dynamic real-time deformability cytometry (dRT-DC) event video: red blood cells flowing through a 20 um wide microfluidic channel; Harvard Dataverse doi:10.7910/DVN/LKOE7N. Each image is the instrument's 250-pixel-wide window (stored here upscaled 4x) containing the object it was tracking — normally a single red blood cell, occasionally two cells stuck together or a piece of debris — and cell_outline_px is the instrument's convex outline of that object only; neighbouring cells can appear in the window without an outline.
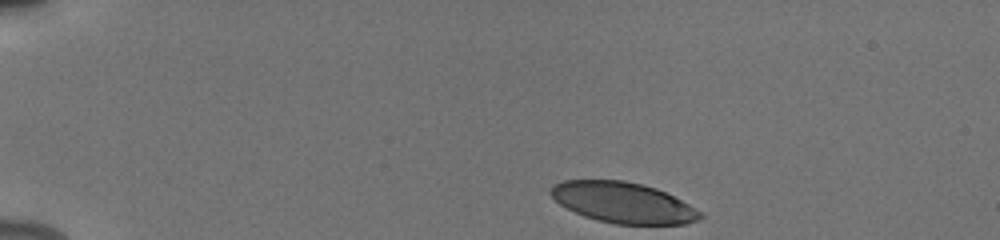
{"species": "human", "species_latin": "Homo sapiens", "temperature_condition": "cold", "stored_images_in_passage": 44, "camera_frame_rate_fps": 3000, "um_per_image_px": 0.085, "donor": {"sex": "male"}, "frame": {"image": 1, "passage_image": 1, "time_ms": 0.0, "image_size_px": [1000, 240], "cell_outline_px": [[704, 216], [696, 220], [684, 224], [616, 224], [596, 220], [584, 216], [560, 204], [548, 192], [552, 184], [564, 180], [624, 180], [644, 184], [656, 188], [688, 204], [700, 212]], "centroid_in_image_um": [52.92, 17.21], "position_along_channel_um": 32.1, "area_um2": 35.26}}
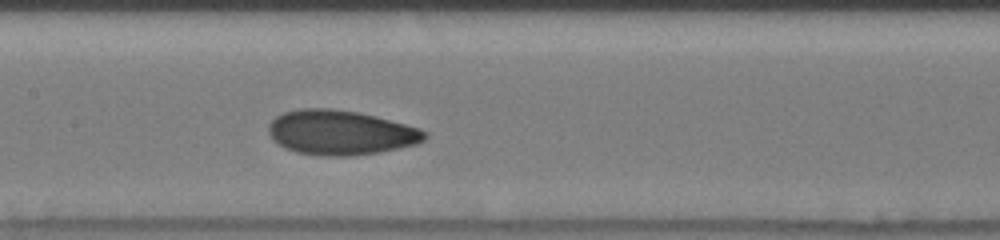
{"frame": {"image": 2, "passage_image": 19, "time_ms": 6.0, "image_size_px": [1000, 240], "cell_outline_px": [[428, 136], [424, 140], [416, 144], [380, 152], [352, 156], [320, 156], [296, 152], [284, 148], [276, 144], [272, 140], [268, 132], [268, 124], [276, 116], [284, 112], [300, 108], [332, 108], [360, 112], [376, 116], [420, 128], [428, 132]], "centroid_in_image_um": [28.93, 11.27], "position_along_channel_um": 178.5, "area_um2": 41.15}}
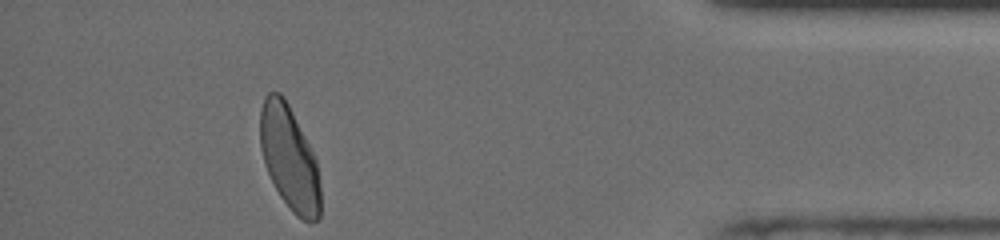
{"frame": {"image": 3, "passage_image": 40, "time_ms": 13.0, "image_size_px": [1000, 240], "cell_outline_px": [[320, 216], [312, 224], [296, 216], [292, 212], [280, 196], [264, 164], [260, 148], [260, 112], [264, 96], [268, 92], [280, 92], [284, 96], [316, 160], [320, 188]], "centroid_in_image_um": [24.58, 13.45], "position_along_channel_um": 410.6, "area_um2": 36.3}, "authors_computed_cell_mechanics": {"area_um2": 38.5526, "velocity_mm_per_s": 3.8674, "shape_relaxation_time_tau1_ms": 3.8742, "shape_relaxation_time_tau2_ms": 1.4283, "deformation_change_tau1": 0.1368, "deformation_change_tau2": 0.0622}}